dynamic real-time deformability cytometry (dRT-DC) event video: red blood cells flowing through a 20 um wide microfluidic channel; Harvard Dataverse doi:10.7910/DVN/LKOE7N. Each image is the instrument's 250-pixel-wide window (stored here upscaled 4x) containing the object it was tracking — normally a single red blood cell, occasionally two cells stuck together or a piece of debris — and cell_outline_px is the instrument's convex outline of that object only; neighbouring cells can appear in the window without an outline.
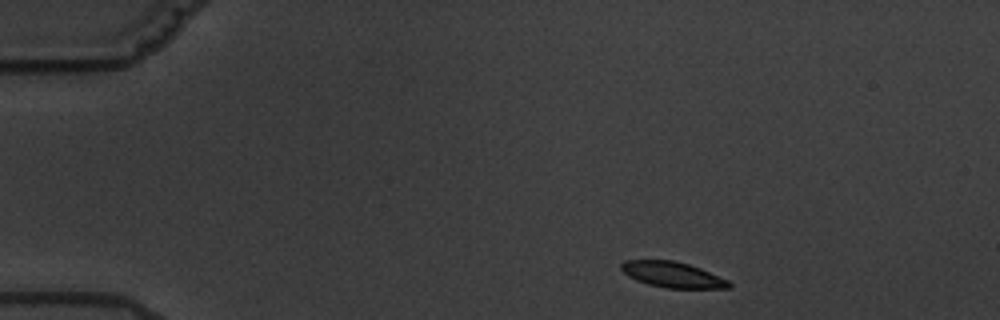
{"species": "common noctule bat (a hibernating species)", "species_latin": "Nyctalus noctula", "temperature_condition": "warm", "stored_images_in_passage": 4, "camera_frame_rate_fps": 3000, "um_per_image_px": 0.085, "animal": {"sex": "male", "body_mass_g": 19.5, "forearm_length_mm": 54.6}, "frame": {"image": 1, "passage_image": 1, "time_ms": 0.0, "image_size_px": [1000, 320], "cell_outline_px": [[732, 288], [668, 288], [648, 284], [636, 280], [628, 276], [620, 268], [620, 264], [624, 260], [672, 260], [688, 264], [700, 268], [728, 280], [732, 284]], "centroid_in_image_um": [57.16, 23.34], "position_along_channel_um": 27.8, "area_um2": 16.07}}